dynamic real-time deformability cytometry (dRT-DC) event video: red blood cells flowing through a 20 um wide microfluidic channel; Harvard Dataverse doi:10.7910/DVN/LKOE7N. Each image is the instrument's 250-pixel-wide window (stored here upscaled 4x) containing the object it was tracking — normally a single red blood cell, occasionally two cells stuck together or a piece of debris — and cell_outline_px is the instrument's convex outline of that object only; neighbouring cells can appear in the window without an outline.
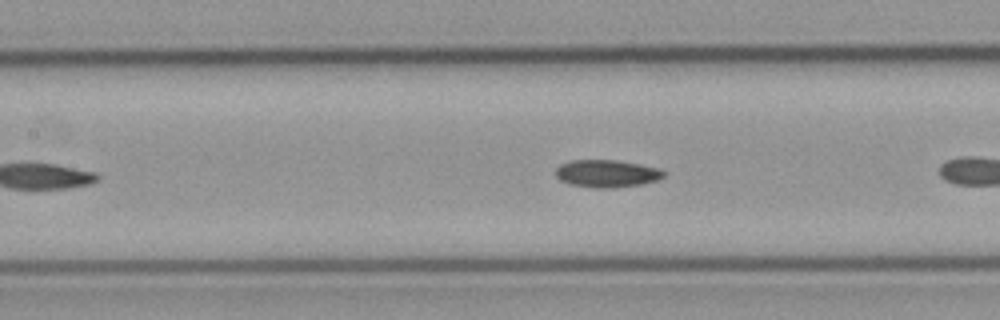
{"species": "common noctule bat (a hibernating species)", "species_latin": "Nyctalus noctula", "temperature_condition": "cold", "stored_images_in_passage": 12, "camera_frame_rate_fps": 3000, "um_per_image_px": 0.085, "animal": {"sex": "male", "body_mass_g": 23.1, "forearm_length_mm": 52.7}, "frame": {"image": 1, "passage_image": 10, "time_ms": 3.0, "image_size_px": [1000, 320], "cell_outline_px": [[668, 172], [660, 180], [640, 184], [612, 188], [592, 188], [568, 184], [560, 180], [556, 176], [556, 168], [560, 164], [572, 160], [616, 160], [640, 164], [660, 168]], "centroid_in_image_um": [51.6, 14.75], "position_along_channel_um": 155.8, "area_um2": 17.57}}